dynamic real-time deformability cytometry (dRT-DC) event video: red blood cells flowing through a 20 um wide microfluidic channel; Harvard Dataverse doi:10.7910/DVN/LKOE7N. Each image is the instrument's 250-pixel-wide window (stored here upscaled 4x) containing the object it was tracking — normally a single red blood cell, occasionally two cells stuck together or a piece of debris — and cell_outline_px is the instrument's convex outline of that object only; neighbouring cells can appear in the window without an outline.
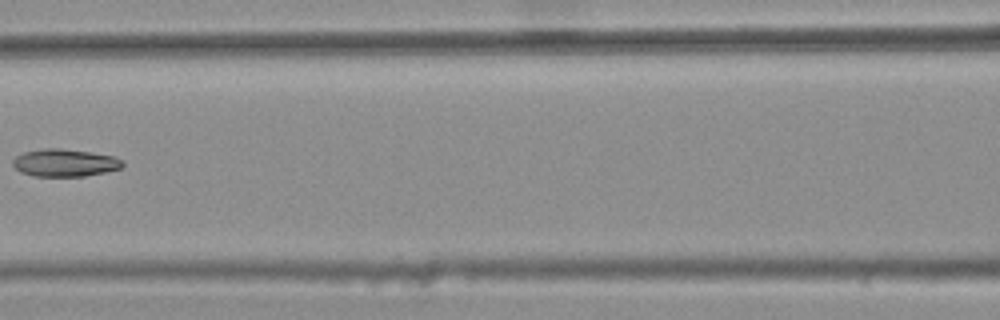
{"species": "common noctule bat (a hibernating species)", "species_latin": "Nyctalus noctula", "temperature_condition": "warm", "stored_images_in_passage": 7, "camera_frame_rate_fps": 3000, "um_per_image_px": 0.085, "animal": {"sex": "female", "body_mass_g": 25.1}, "frame": {"image": 1, "passage_image": 7, "time_ms": 2.0, "image_size_px": [1000, 320], "cell_outline_px": [[124, 164], [120, 168], [104, 172], [84, 176], [32, 176], [20, 172], [12, 164], [12, 160], [16, 156], [24, 152], [44, 148], [60, 148], [92, 152], [116, 156], [124, 160]], "centroid_in_image_um": [5.52, 13.83], "position_along_channel_um": 161.1, "area_um2": 17.74}}